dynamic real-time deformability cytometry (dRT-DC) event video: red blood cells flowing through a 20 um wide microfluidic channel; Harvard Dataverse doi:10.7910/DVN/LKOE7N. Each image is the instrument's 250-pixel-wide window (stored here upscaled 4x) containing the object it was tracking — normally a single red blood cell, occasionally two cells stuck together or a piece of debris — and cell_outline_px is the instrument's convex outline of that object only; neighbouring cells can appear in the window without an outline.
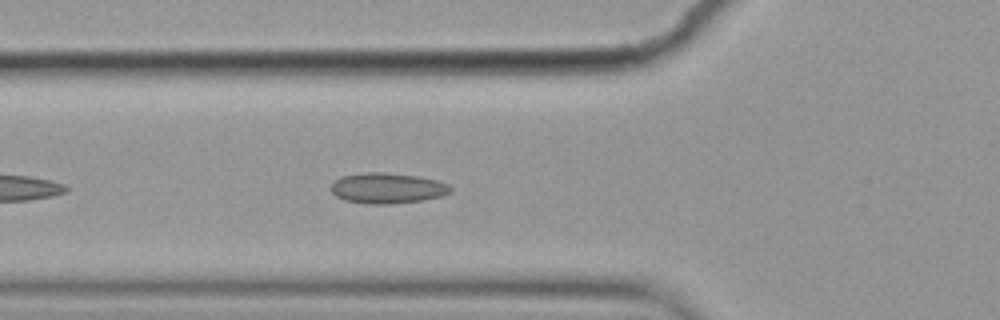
{"species": "common noctule bat (a hibernating species)", "species_latin": "Nyctalus noctula", "temperature_condition": "cold", "stored_images_in_passage": 5, "camera_frame_rate_fps": 3000, "um_per_image_px": 0.085, "animal": {"sex": "female", "body_mass_g": 19.9}, "frame": {"image": 1, "passage_image": 5, "time_ms": 1.333, "image_size_px": [1000, 320], "cell_outline_px": [[452, 188], [448, 192], [440, 196], [424, 200], [392, 204], [368, 204], [344, 200], [336, 196], [332, 192], [332, 184], [340, 176], [368, 172], [380, 172], [416, 176], [436, 180], [448, 184]], "centroid_in_image_um": [32.9, 16.0], "position_along_channel_um": 92.9, "area_um2": 21.1}}